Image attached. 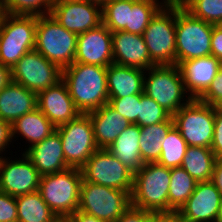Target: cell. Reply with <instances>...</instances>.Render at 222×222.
Wrapping results in <instances>:
<instances>
[{
    "instance_id": "obj_38",
    "label": "cell",
    "mask_w": 222,
    "mask_h": 222,
    "mask_svg": "<svg viewBox=\"0 0 222 222\" xmlns=\"http://www.w3.org/2000/svg\"><path fill=\"white\" fill-rule=\"evenodd\" d=\"M0 222H18L16 197L0 191Z\"/></svg>"
},
{
    "instance_id": "obj_31",
    "label": "cell",
    "mask_w": 222,
    "mask_h": 222,
    "mask_svg": "<svg viewBox=\"0 0 222 222\" xmlns=\"http://www.w3.org/2000/svg\"><path fill=\"white\" fill-rule=\"evenodd\" d=\"M197 181L182 167L170 169L169 211L179 210L194 192Z\"/></svg>"
},
{
    "instance_id": "obj_3",
    "label": "cell",
    "mask_w": 222,
    "mask_h": 222,
    "mask_svg": "<svg viewBox=\"0 0 222 222\" xmlns=\"http://www.w3.org/2000/svg\"><path fill=\"white\" fill-rule=\"evenodd\" d=\"M143 93L173 116L192 97L187 93L178 65H155L145 71Z\"/></svg>"
},
{
    "instance_id": "obj_15",
    "label": "cell",
    "mask_w": 222,
    "mask_h": 222,
    "mask_svg": "<svg viewBox=\"0 0 222 222\" xmlns=\"http://www.w3.org/2000/svg\"><path fill=\"white\" fill-rule=\"evenodd\" d=\"M20 155L0 158V191L13 197L37 191L42 176L23 152Z\"/></svg>"
},
{
    "instance_id": "obj_16",
    "label": "cell",
    "mask_w": 222,
    "mask_h": 222,
    "mask_svg": "<svg viewBox=\"0 0 222 222\" xmlns=\"http://www.w3.org/2000/svg\"><path fill=\"white\" fill-rule=\"evenodd\" d=\"M74 62L103 67L113 63L112 32L103 23L78 34Z\"/></svg>"
},
{
    "instance_id": "obj_12",
    "label": "cell",
    "mask_w": 222,
    "mask_h": 222,
    "mask_svg": "<svg viewBox=\"0 0 222 222\" xmlns=\"http://www.w3.org/2000/svg\"><path fill=\"white\" fill-rule=\"evenodd\" d=\"M81 171L85 181L132 193L134 173L105 148H98Z\"/></svg>"
},
{
    "instance_id": "obj_26",
    "label": "cell",
    "mask_w": 222,
    "mask_h": 222,
    "mask_svg": "<svg viewBox=\"0 0 222 222\" xmlns=\"http://www.w3.org/2000/svg\"><path fill=\"white\" fill-rule=\"evenodd\" d=\"M140 133V126L131 124L107 148L112 155L133 173L144 165L139 145Z\"/></svg>"
},
{
    "instance_id": "obj_5",
    "label": "cell",
    "mask_w": 222,
    "mask_h": 222,
    "mask_svg": "<svg viewBox=\"0 0 222 222\" xmlns=\"http://www.w3.org/2000/svg\"><path fill=\"white\" fill-rule=\"evenodd\" d=\"M82 180L81 169L68 168L42 175L38 191L57 217L68 218L79 208Z\"/></svg>"
},
{
    "instance_id": "obj_21",
    "label": "cell",
    "mask_w": 222,
    "mask_h": 222,
    "mask_svg": "<svg viewBox=\"0 0 222 222\" xmlns=\"http://www.w3.org/2000/svg\"><path fill=\"white\" fill-rule=\"evenodd\" d=\"M41 175L52 174L70 168L65 160L63 145L57 131L31 147L23 150Z\"/></svg>"
},
{
    "instance_id": "obj_33",
    "label": "cell",
    "mask_w": 222,
    "mask_h": 222,
    "mask_svg": "<svg viewBox=\"0 0 222 222\" xmlns=\"http://www.w3.org/2000/svg\"><path fill=\"white\" fill-rule=\"evenodd\" d=\"M102 23L111 31H122L128 24L132 0H105L102 4Z\"/></svg>"
},
{
    "instance_id": "obj_8",
    "label": "cell",
    "mask_w": 222,
    "mask_h": 222,
    "mask_svg": "<svg viewBox=\"0 0 222 222\" xmlns=\"http://www.w3.org/2000/svg\"><path fill=\"white\" fill-rule=\"evenodd\" d=\"M174 127L188 146L210 148L214 134L215 106L192 98L173 116Z\"/></svg>"
},
{
    "instance_id": "obj_28",
    "label": "cell",
    "mask_w": 222,
    "mask_h": 222,
    "mask_svg": "<svg viewBox=\"0 0 222 222\" xmlns=\"http://www.w3.org/2000/svg\"><path fill=\"white\" fill-rule=\"evenodd\" d=\"M217 158L211 148L188 146L181 167L197 182L211 181Z\"/></svg>"
},
{
    "instance_id": "obj_48",
    "label": "cell",
    "mask_w": 222,
    "mask_h": 222,
    "mask_svg": "<svg viewBox=\"0 0 222 222\" xmlns=\"http://www.w3.org/2000/svg\"><path fill=\"white\" fill-rule=\"evenodd\" d=\"M166 4H181L184 0H163Z\"/></svg>"
},
{
    "instance_id": "obj_20",
    "label": "cell",
    "mask_w": 222,
    "mask_h": 222,
    "mask_svg": "<svg viewBox=\"0 0 222 222\" xmlns=\"http://www.w3.org/2000/svg\"><path fill=\"white\" fill-rule=\"evenodd\" d=\"M222 65L213 55L181 62V71L187 93L198 99L210 86Z\"/></svg>"
},
{
    "instance_id": "obj_27",
    "label": "cell",
    "mask_w": 222,
    "mask_h": 222,
    "mask_svg": "<svg viewBox=\"0 0 222 222\" xmlns=\"http://www.w3.org/2000/svg\"><path fill=\"white\" fill-rule=\"evenodd\" d=\"M173 126L174 121L171 116L167 121L140 127L139 145L143 163L158 162L162 150L161 144Z\"/></svg>"
},
{
    "instance_id": "obj_37",
    "label": "cell",
    "mask_w": 222,
    "mask_h": 222,
    "mask_svg": "<svg viewBox=\"0 0 222 222\" xmlns=\"http://www.w3.org/2000/svg\"><path fill=\"white\" fill-rule=\"evenodd\" d=\"M142 94H134L122 98H109L108 104L130 124H137L139 116V100Z\"/></svg>"
},
{
    "instance_id": "obj_25",
    "label": "cell",
    "mask_w": 222,
    "mask_h": 222,
    "mask_svg": "<svg viewBox=\"0 0 222 222\" xmlns=\"http://www.w3.org/2000/svg\"><path fill=\"white\" fill-rule=\"evenodd\" d=\"M11 128L13 143L16 140L18 141V137L20 136L22 137V141L26 139L24 145L25 147L26 143L28 145L25 150L41 142L56 131L53 123L38 108L16 119L12 123Z\"/></svg>"
},
{
    "instance_id": "obj_50",
    "label": "cell",
    "mask_w": 222,
    "mask_h": 222,
    "mask_svg": "<svg viewBox=\"0 0 222 222\" xmlns=\"http://www.w3.org/2000/svg\"><path fill=\"white\" fill-rule=\"evenodd\" d=\"M53 222H68V219L65 217H58Z\"/></svg>"
},
{
    "instance_id": "obj_7",
    "label": "cell",
    "mask_w": 222,
    "mask_h": 222,
    "mask_svg": "<svg viewBox=\"0 0 222 222\" xmlns=\"http://www.w3.org/2000/svg\"><path fill=\"white\" fill-rule=\"evenodd\" d=\"M213 24L193 17L176 4V65L183 61L211 55Z\"/></svg>"
},
{
    "instance_id": "obj_51",
    "label": "cell",
    "mask_w": 222,
    "mask_h": 222,
    "mask_svg": "<svg viewBox=\"0 0 222 222\" xmlns=\"http://www.w3.org/2000/svg\"><path fill=\"white\" fill-rule=\"evenodd\" d=\"M102 4L105 0H84Z\"/></svg>"
},
{
    "instance_id": "obj_10",
    "label": "cell",
    "mask_w": 222,
    "mask_h": 222,
    "mask_svg": "<svg viewBox=\"0 0 222 222\" xmlns=\"http://www.w3.org/2000/svg\"><path fill=\"white\" fill-rule=\"evenodd\" d=\"M131 206L127 191L82 180L78 211L106 222H116Z\"/></svg>"
},
{
    "instance_id": "obj_34",
    "label": "cell",
    "mask_w": 222,
    "mask_h": 222,
    "mask_svg": "<svg viewBox=\"0 0 222 222\" xmlns=\"http://www.w3.org/2000/svg\"><path fill=\"white\" fill-rule=\"evenodd\" d=\"M181 5L193 17L210 24L222 21V0H184Z\"/></svg>"
},
{
    "instance_id": "obj_44",
    "label": "cell",
    "mask_w": 222,
    "mask_h": 222,
    "mask_svg": "<svg viewBox=\"0 0 222 222\" xmlns=\"http://www.w3.org/2000/svg\"><path fill=\"white\" fill-rule=\"evenodd\" d=\"M211 55L222 62V30L217 25H213Z\"/></svg>"
},
{
    "instance_id": "obj_2",
    "label": "cell",
    "mask_w": 222,
    "mask_h": 222,
    "mask_svg": "<svg viewBox=\"0 0 222 222\" xmlns=\"http://www.w3.org/2000/svg\"><path fill=\"white\" fill-rule=\"evenodd\" d=\"M170 168L144 163L134 173L131 206L148 212L169 211Z\"/></svg>"
},
{
    "instance_id": "obj_14",
    "label": "cell",
    "mask_w": 222,
    "mask_h": 222,
    "mask_svg": "<svg viewBox=\"0 0 222 222\" xmlns=\"http://www.w3.org/2000/svg\"><path fill=\"white\" fill-rule=\"evenodd\" d=\"M50 14L77 35L102 24V5L84 0H53Z\"/></svg>"
},
{
    "instance_id": "obj_17",
    "label": "cell",
    "mask_w": 222,
    "mask_h": 222,
    "mask_svg": "<svg viewBox=\"0 0 222 222\" xmlns=\"http://www.w3.org/2000/svg\"><path fill=\"white\" fill-rule=\"evenodd\" d=\"M221 201L222 196L211 181L197 182L178 212L183 222H212L217 219Z\"/></svg>"
},
{
    "instance_id": "obj_53",
    "label": "cell",
    "mask_w": 222,
    "mask_h": 222,
    "mask_svg": "<svg viewBox=\"0 0 222 222\" xmlns=\"http://www.w3.org/2000/svg\"><path fill=\"white\" fill-rule=\"evenodd\" d=\"M217 26L222 30V21Z\"/></svg>"
},
{
    "instance_id": "obj_18",
    "label": "cell",
    "mask_w": 222,
    "mask_h": 222,
    "mask_svg": "<svg viewBox=\"0 0 222 222\" xmlns=\"http://www.w3.org/2000/svg\"><path fill=\"white\" fill-rule=\"evenodd\" d=\"M37 108L56 128L69 123L81 114L62 79L37 93Z\"/></svg>"
},
{
    "instance_id": "obj_45",
    "label": "cell",
    "mask_w": 222,
    "mask_h": 222,
    "mask_svg": "<svg viewBox=\"0 0 222 222\" xmlns=\"http://www.w3.org/2000/svg\"><path fill=\"white\" fill-rule=\"evenodd\" d=\"M211 182L222 196V159H217L215 162Z\"/></svg>"
},
{
    "instance_id": "obj_52",
    "label": "cell",
    "mask_w": 222,
    "mask_h": 222,
    "mask_svg": "<svg viewBox=\"0 0 222 222\" xmlns=\"http://www.w3.org/2000/svg\"><path fill=\"white\" fill-rule=\"evenodd\" d=\"M216 108L222 113V101L216 105Z\"/></svg>"
},
{
    "instance_id": "obj_11",
    "label": "cell",
    "mask_w": 222,
    "mask_h": 222,
    "mask_svg": "<svg viewBox=\"0 0 222 222\" xmlns=\"http://www.w3.org/2000/svg\"><path fill=\"white\" fill-rule=\"evenodd\" d=\"M56 131L60 135L64 157L70 168L81 169L98 149L88 114L81 113L76 119L57 127Z\"/></svg>"
},
{
    "instance_id": "obj_36",
    "label": "cell",
    "mask_w": 222,
    "mask_h": 222,
    "mask_svg": "<svg viewBox=\"0 0 222 222\" xmlns=\"http://www.w3.org/2000/svg\"><path fill=\"white\" fill-rule=\"evenodd\" d=\"M171 115L164 110L154 99L144 93L139 100V116L137 125L140 127L167 121Z\"/></svg>"
},
{
    "instance_id": "obj_23",
    "label": "cell",
    "mask_w": 222,
    "mask_h": 222,
    "mask_svg": "<svg viewBox=\"0 0 222 222\" xmlns=\"http://www.w3.org/2000/svg\"><path fill=\"white\" fill-rule=\"evenodd\" d=\"M91 118L94 139L98 148L107 149L128 127L130 122L108 103L87 113Z\"/></svg>"
},
{
    "instance_id": "obj_4",
    "label": "cell",
    "mask_w": 222,
    "mask_h": 222,
    "mask_svg": "<svg viewBox=\"0 0 222 222\" xmlns=\"http://www.w3.org/2000/svg\"><path fill=\"white\" fill-rule=\"evenodd\" d=\"M37 15L2 13L0 63L9 68L35 48Z\"/></svg>"
},
{
    "instance_id": "obj_35",
    "label": "cell",
    "mask_w": 222,
    "mask_h": 222,
    "mask_svg": "<svg viewBox=\"0 0 222 222\" xmlns=\"http://www.w3.org/2000/svg\"><path fill=\"white\" fill-rule=\"evenodd\" d=\"M53 0H0L2 13L23 15L50 14Z\"/></svg>"
},
{
    "instance_id": "obj_46",
    "label": "cell",
    "mask_w": 222,
    "mask_h": 222,
    "mask_svg": "<svg viewBox=\"0 0 222 222\" xmlns=\"http://www.w3.org/2000/svg\"><path fill=\"white\" fill-rule=\"evenodd\" d=\"M68 222H106L83 211H76L68 218Z\"/></svg>"
},
{
    "instance_id": "obj_43",
    "label": "cell",
    "mask_w": 222,
    "mask_h": 222,
    "mask_svg": "<svg viewBox=\"0 0 222 222\" xmlns=\"http://www.w3.org/2000/svg\"><path fill=\"white\" fill-rule=\"evenodd\" d=\"M150 222H183L178 210L150 212Z\"/></svg>"
},
{
    "instance_id": "obj_40",
    "label": "cell",
    "mask_w": 222,
    "mask_h": 222,
    "mask_svg": "<svg viewBox=\"0 0 222 222\" xmlns=\"http://www.w3.org/2000/svg\"><path fill=\"white\" fill-rule=\"evenodd\" d=\"M211 150L217 159H222V113L215 106V124Z\"/></svg>"
},
{
    "instance_id": "obj_32",
    "label": "cell",
    "mask_w": 222,
    "mask_h": 222,
    "mask_svg": "<svg viewBox=\"0 0 222 222\" xmlns=\"http://www.w3.org/2000/svg\"><path fill=\"white\" fill-rule=\"evenodd\" d=\"M161 146L162 150L157 163L170 169L181 167L188 145L174 126L164 137Z\"/></svg>"
},
{
    "instance_id": "obj_19",
    "label": "cell",
    "mask_w": 222,
    "mask_h": 222,
    "mask_svg": "<svg viewBox=\"0 0 222 222\" xmlns=\"http://www.w3.org/2000/svg\"><path fill=\"white\" fill-rule=\"evenodd\" d=\"M113 63L148 70L156 64L151 60L144 37L125 31L112 32Z\"/></svg>"
},
{
    "instance_id": "obj_9",
    "label": "cell",
    "mask_w": 222,
    "mask_h": 222,
    "mask_svg": "<svg viewBox=\"0 0 222 222\" xmlns=\"http://www.w3.org/2000/svg\"><path fill=\"white\" fill-rule=\"evenodd\" d=\"M176 4H165L143 32L150 58L156 65H176Z\"/></svg>"
},
{
    "instance_id": "obj_47",
    "label": "cell",
    "mask_w": 222,
    "mask_h": 222,
    "mask_svg": "<svg viewBox=\"0 0 222 222\" xmlns=\"http://www.w3.org/2000/svg\"><path fill=\"white\" fill-rule=\"evenodd\" d=\"M12 81L11 68L0 63V91Z\"/></svg>"
},
{
    "instance_id": "obj_39",
    "label": "cell",
    "mask_w": 222,
    "mask_h": 222,
    "mask_svg": "<svg viewBox=\"0 0 222 222\" xmlns=\"http://www.w3.org/2000/svg\"><path fill=\"white\" fill-rule=\"evenodd\" d=\"M198 99L212 106H216L222 101V65L208 89Z\"/></svg>"
},
{
    "instance_id": "obj_6",
    "label": "cell",
    "mask_w": 222,
    "mask_h": 222,
    "mask_svg": "<svg viewBox=\"0 0 222 222\" xmlns=\"http://www.w3.org/2000/svg\"><path fill=\"white\" fill-rule=\"evenodd\" d=\"M77 36L60 25L51 14L38 15L34 49L63 70L74 62Z\"/></svg>"
},
{
    "instance_id": "obj_29",
    "label": "cell",
    "mask_w": 222,
    "mask_h": 222,
    "mask_svg": "<svg viewBox=\"0 0 222 222\" xmlns=\"http://www.w3.org/2000/svg\"><path fill=\"white\" fill-rule=\"evenodd\" d=\"M18 222H53L58 217L42 199L39 191L16 197Z\"/></svg>"
},
{
    "instance_id": "obj_1",
    "label": "cell",
    "mask_w": 222,
    "mask_h": 222,
    "mask_svg": "<svg viewBox=\"0 0 222 222\" xmlns=\"http://www.w3.org/2000/svg\"><path fill=\"white\" fill-rule=\"evenodd\" d=\"M62 80L82 114L99 109L109 101L107 67L73 62L62 70Z\"/></svg>"
},
{
    "instance_id": "obj_13",
    "label": "cell",
    "mask_w": 222,
    "mask_h": 222,
    "mask_svg": "<svg viewBox=\"0 0 222 222\" xmlns=\"http://www.w3.org/2000/svg\"><path fill=\"white\" fill-rule=\"evenodd\" d=\"M12 81L38 93L62 79V70L37 50L27 52L11 69Z\"/></svg>"
},
{
    "instance_id": "obj_49",
    "label": "cell",
    "mask_w": 222,
    "mask_h": 222,
    "mask_svg": "<svg viewBox=\"0 0 222 222\" xmlns=\"http://www.w3.org/2000/svg\"><path fill=\"white\" fill-rule=\"evenodd\" d=\"M216 220L222 222V201H221V205H220V208H219V213H218V216H217Z\"/></svg>"
},
{
    "instance_id": "obj_24",
    "label": "cell",
    "mask_w": 222,
    "mask_h": 222,
    "mask_svg": "<svg viewBox=\"0 0 222 222\" xmlns=\"http://www.w3.org/2000/svg\"><path fill=\"white\" fill-rule=\"evenodd\" d=\"M144 76L145 70L143 69L110 64L107 67L109 98L143 94Z\"/></svg>"
},
{
    "instance_id": "obj_42",
    "label": "cell",
    "mask_w": 222,
    "mask_h": 222,
    "mask_svg": "<svg viewBox=\"0 0 222 222\" xmlns=\"http://www.w3.org/2000/svg\"><path fill=\"white\" fill-rule=\"evenodd\" d=\"M116 222H150V212L130 206Z\"/></svg>"
},
{
    "instance_id": "obj_30",
    "label": "cell",
    "mask_w": 222,
    "mask_h": 222,
    "mask_svg": "<svg viewBox=\"0 0 222 222\" xmlns=\"http://www.w3.org/2000/svg\"><path fill=\"white\" fill-rule=\"evenodd\" d=\"M165 4L163 0H132L128 24L122 31L143 35L151 19Z\"/></svg>"
},
{
    "instance_id": "obj_41",
    "label": "cell",
    "mask_w": 222,
    "mask_h": 222,
    "mask_svg": "<svg viewBox=\"0 0 222 222\" xmlns=\"http://www.w3.org/2000/svg\"><path fill=\"white\" fill-rule=\"evenodd\" d=\"M12 141L13 140H12L11 124L0 119V158L5 156L6 152L7 154H9L8 151L11 149H8V148L11 147V143H12V146L15 147Z\"/></svg>"
},
{
    "instance_id": "obj_22",
    "label": "cell",
    "mask_w": 222,
    "mask_h": 222,
    "mask_svg": "<svg viewBox=\"0 0 222 222\" xmlns=\"http://www.w3.org/2000/svg\"><path fill=\"white\" fill-rule=\"evenodd\" d=\"M37 108V93L11 81L0 91V119L12 123Z\"/></svg>"
}]
</instances>
